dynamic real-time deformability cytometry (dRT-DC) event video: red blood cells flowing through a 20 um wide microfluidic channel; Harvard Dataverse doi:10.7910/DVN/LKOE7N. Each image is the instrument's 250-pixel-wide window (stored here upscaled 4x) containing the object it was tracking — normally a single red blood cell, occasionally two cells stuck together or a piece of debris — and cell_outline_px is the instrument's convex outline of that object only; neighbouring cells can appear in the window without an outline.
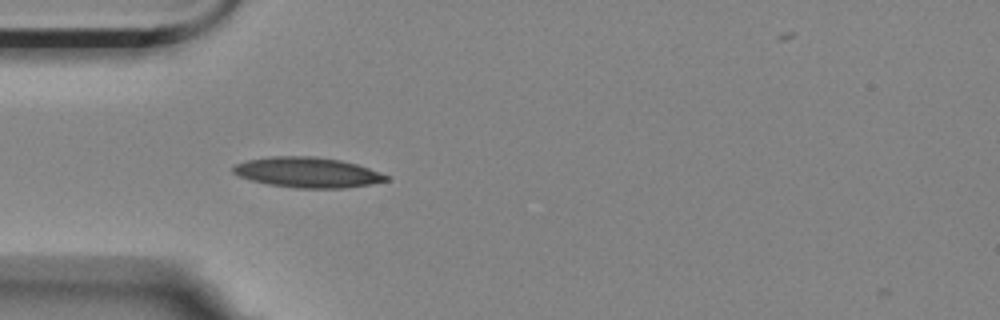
{"species": "Egyptian fruit bat (a non-hibernating species)", "species_latin": "Rousettus aegyptiacus", "temperature_condition": "room temperature", "stored_images_in_passage": 42, "camera_frame_rate_fps": 3000, "um_per_image_px": 0.085, "animal": {"sex": "female"}, "frame": {"image": 1, "passage_image": 1, "time_ms": 0.0, "image_size_px": [1000, 320], "cell_outline_px": [[388, 180], [368, 184], [344, 188], [296, 188], [268, 184], [252, 180], [240, 176], [232, 172], [232, 168], [236, 164], [248, 160], [272, 156], [312, 156], [340, 160], [356, 164], [368, 168], [388, 176]], "centroid_in_image_um": [26.11, 14.65], "position_along_channel_um": 58.9, "area_um2": 26.65}}
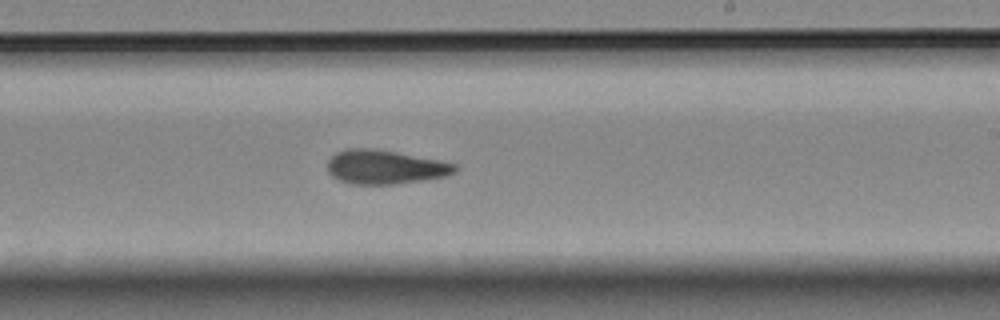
{"frame": {"image": 2, "passage_image": 18, "time_ms": 5.667, "image_size_px": [1000, 320], "cell_outline_px": [[460, 168], [456, 172], [444, 176], [396, 184], [348, 184], [332, 176], [328, 172], [328, 160], [336, 152], [348, 148], [376, 148], [440, 160], [456, 164]], "centroid_in_image_um": [32.72, 14.19], "position_along_channel_um": 256.3, "area_um2": 25.37}}
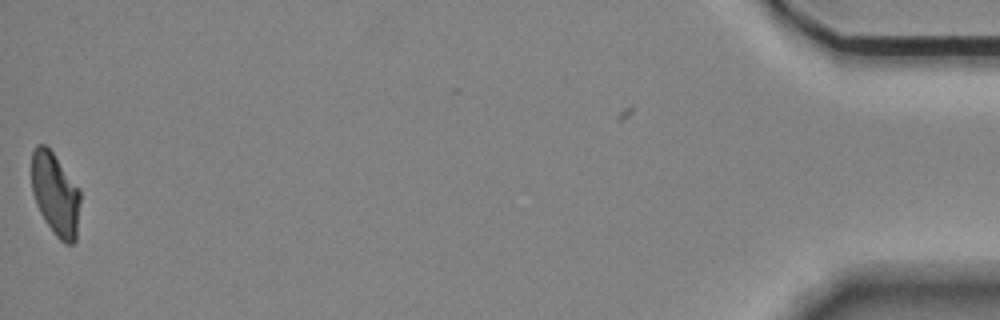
{"frame": {"image": 3, "passage_image": 41, "time_ms": 13.333, "image_size_px": [1000, 320], "cell_outline_px": [[80, 200], [76, 240], [72, 244], [64, 244], [52, 232], [44, 220], [36, 204], [32, 192], [32, 152], [36, 144], [44, 144], [52, 152], [80, 192]], "centroid_in_image_um": [4.69, 16.55], "position_along_channel_um": 430.5, "area_um2": 23.18}, "authors_computed_cell_mechanics": {"area_um2": 24.9696, "velocity_mm_per_s": 3.5181, "shape_relaxation_time_tau1_ms": 5.7986, "shape_relaxation_time_tau2_ms": 3.3984, "deformation_change_tau1": 0.1571, "deformation_change_tau2": 0.1018}}